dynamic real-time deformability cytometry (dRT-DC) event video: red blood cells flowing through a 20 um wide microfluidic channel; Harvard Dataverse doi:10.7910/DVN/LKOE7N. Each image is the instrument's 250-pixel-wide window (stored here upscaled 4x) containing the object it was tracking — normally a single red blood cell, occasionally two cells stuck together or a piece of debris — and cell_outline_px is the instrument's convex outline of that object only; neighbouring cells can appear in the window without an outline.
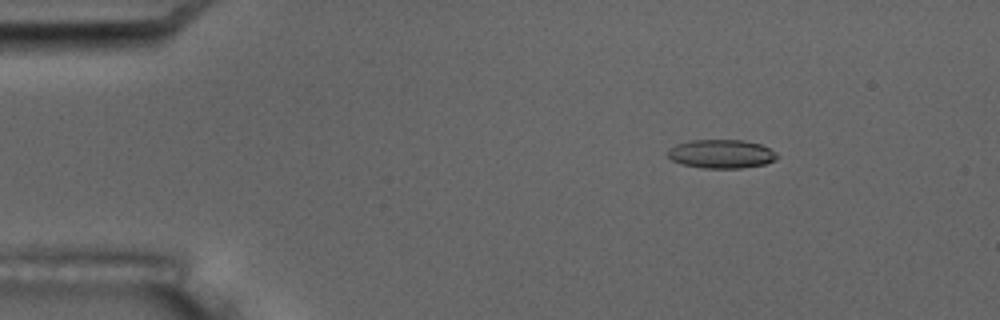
{"species": "common noctule bat (a hibernating species)", "species_latin": "Nyctalus noctula", "temperature_condition": "room temperature", "stored_images_in_passage": 5, "camera_frame_rate_fps": 3000, "um_per_image_px": 0.085, "animal": {"sex": "male", "body_mass_g": 17.5, "forearm_length_mm": 52.3}, "frame": {"image": 1, "passage_image": 3, "time_ms": 2.333, "image_size_px": [1000, 320], "cell_outline_px": [[780, 156], [764, 164], [740, 168], [704, 168], [680, 164], [672, 160], [668, 156], [668, 152], [676, 144], [688, 140], [744, 140], [760, 144], [776, 152]], "centroid_in_image_um": [61.3, 13.08], "position_along_channel_um": 23.7, "area_um2": 18.21}}